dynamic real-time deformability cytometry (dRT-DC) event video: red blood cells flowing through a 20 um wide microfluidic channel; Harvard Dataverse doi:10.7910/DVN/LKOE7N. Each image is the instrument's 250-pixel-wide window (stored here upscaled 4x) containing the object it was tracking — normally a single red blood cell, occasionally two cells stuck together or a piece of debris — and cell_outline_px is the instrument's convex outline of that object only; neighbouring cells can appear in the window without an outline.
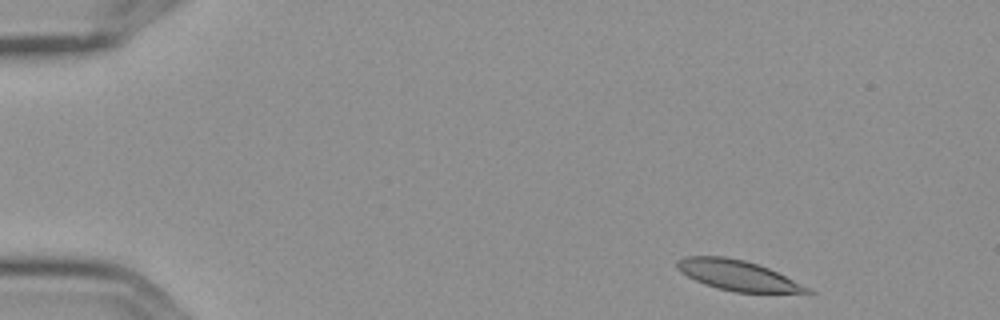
{"species": "Egyptian fruit bat (a non-hibernating species)", "species_latin": "Rousettus aegyptiacus", "temperature_condition": "cold", "stored_images_in_passage": 3, "camera_frame_rate_fps": 3000, "um_per_image_px": 0.085, "frame": {"image": 1, "passage_image": 1, "time_ms": 0.0, "image_size_px": [1000, 320], "cell_outline_px": [[816, 292], [736, 292], [716, 288], [704, 284], [680, 272], [676, 268], [676, 260], [684, 256], [724, 256], [744, 260], [768, 268], [812, 288]], "centroid_in_image_um": [62.66, 23.39], "position_along_channel_um": 22.3, "area_um2": 22.77}}